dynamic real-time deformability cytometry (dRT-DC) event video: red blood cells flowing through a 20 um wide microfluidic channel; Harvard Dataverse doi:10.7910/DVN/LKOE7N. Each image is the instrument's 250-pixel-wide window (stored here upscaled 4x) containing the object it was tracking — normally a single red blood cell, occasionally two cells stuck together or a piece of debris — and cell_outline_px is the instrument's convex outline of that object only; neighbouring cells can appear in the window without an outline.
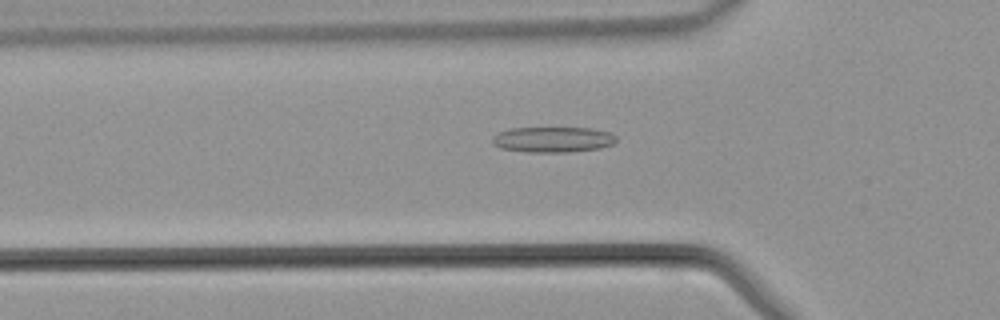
{"species": "common noctule bat (a hibernating species)", "species_latin": "Nyctalus noctula", "temperature_condition": "warm", "stored_images_in_passage": 38, "camera_frame_rate_fps": 3000, "um_per_image_px": 0.085, "animal": {"sex": "male", "body_mass_g": 21.5, "forearm_length_mm": 52.0}, "frame": {"image": 1, "passage_image": 9, "time_ms": 2.667, "image_size_px": [1000, 320], "cell_outline_px": [[616, 140], [612, 144], [600, 148], [572, 152], [524, 152], [500, 148], [492, 144], [492, 136], [508, 128], [592, 128], [608, 132], [616, 136]], "centroid_in_image_um": [46.96, 11.86], "position_along_channel_um": 78.8, "area_um2": 18.55}}
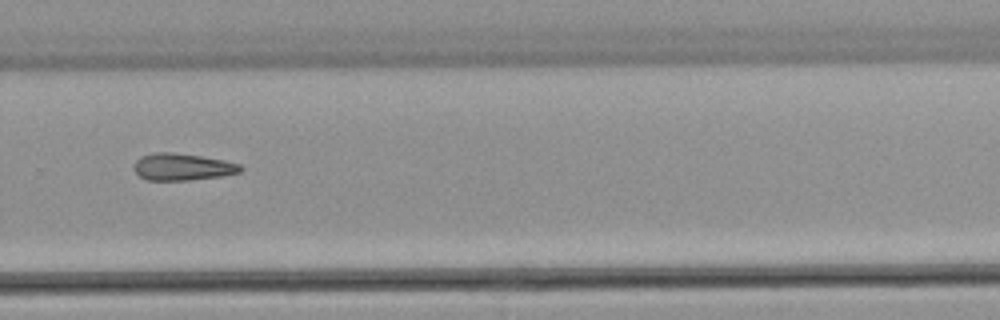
{"frame": {"image": 2, "passage_image": 24, "time_ms": 7.667, "image_size_px": [1000, 320], "cell_outline_px": [[244, 168], [240, 172], [220, 176], [188, 180], [148, 180], [140, 176], [132, 168], [136, 160], [140, 156], [156, 152], [172, 152], [200, 156], [224, 160], [240, 164]], "centroid_in_image_um": [15.49, 14.18], "position_along_channel_um": 314.3, "area_um2": 16.7}}
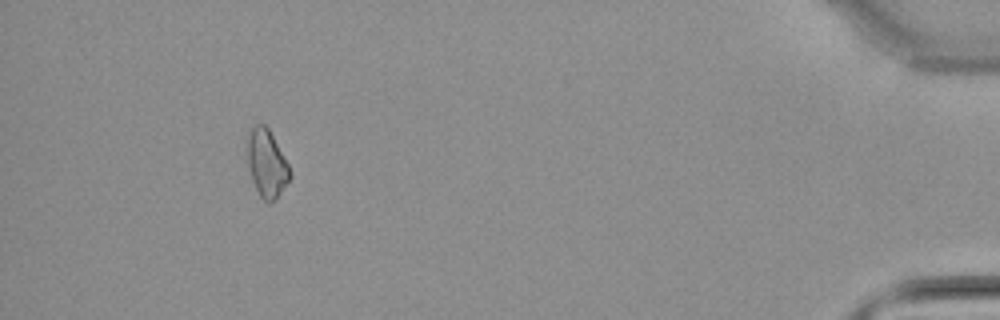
{"frame": {"image": 3, "passage_image": 35, "time_ms": 11.333, "image_size_px": [1000, 320], "cell_outline_px": [[292, 176], [276, 200], [268, 204], [260, 196], [252, 180], [248, 164], [248, 140], [252, 128], [256, 124], [264, 124], [268, 128], [288, 164]], "centroid_in_image_um": [22.69, 13.94], "position_along_channel_um": 412.5, "area_um2": 16.47}}